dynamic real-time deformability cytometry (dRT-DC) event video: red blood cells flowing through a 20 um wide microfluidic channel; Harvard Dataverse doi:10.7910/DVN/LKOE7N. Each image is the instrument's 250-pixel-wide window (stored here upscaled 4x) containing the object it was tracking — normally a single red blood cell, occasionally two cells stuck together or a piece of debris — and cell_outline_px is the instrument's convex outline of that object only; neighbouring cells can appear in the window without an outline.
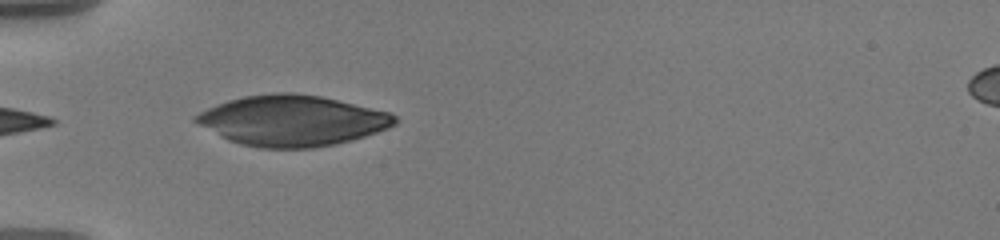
{"species": "human", "species_latin": "Homo sapiens", "temperature_condition": "warm", "stored_images_in_passage": 18, "camera_frame_rate_fps": 3000, "um_per_image_px": 0.085, "donor": {"sex": "male"}, "frame": {"image": 1, "passage_image": 7, "time_ms": 5.667, "image_size_px": [1000, 240], "cell_outline_px": [[396, 124], [388, 128], [364, 136], [336, 144], [312, 148], [260, 148], [240, 144], [228, 140], [220, 136], [192, 120], [192, 116], [216, 104], [228, 100], [244, 96], [272, 92], [292, 92], [320, 96], [388, 112], [396, 116]], "centroid_in_image_um": [24.79, 10.25], "position_along_channel_um": 60.2, "area_um2": 58.44}}
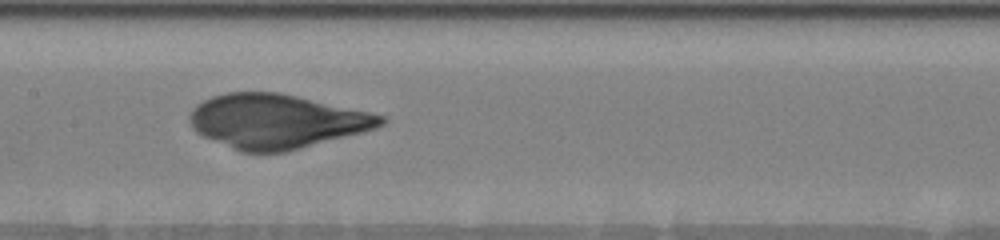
{"frame": {"image": 2, "passage_image": 10, "time_ms": 9.333, "image_size_px": [1000, 240], "cell_outline_px": [[388, 120], [384, 124], [376, 128], [364, 132], [284, 152], [240, 152], [204, 136], [196, 132], [192, 128], [188, 120], [188, 116], [192, 108], [196, 104], [212, 96], [228, 92], [280, 92], [368, 112], [384, 116]], "centroid_in_image_um": [23.47, 10.3], "position_along_channel_um": 183.9, "area_um2": 60.29}}
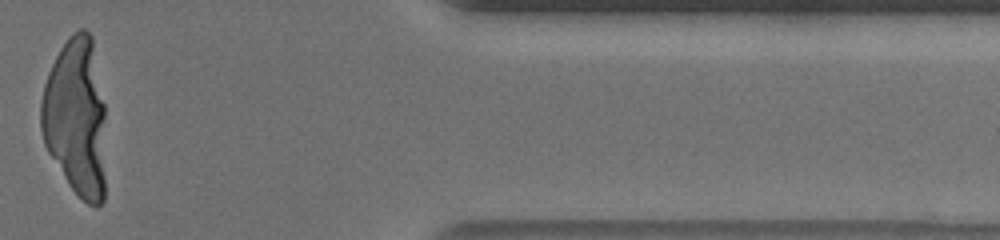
{"frame": {"image": 3, "passage_image": 16, "time_ms": 16.333, "image_size_px": [1000, 240], "cell_outline_px": [[104, 200], [100, 204], [88, 204], [68, 184], [48, 152], [44, 144], [40, 128], [40, 104], [44, 84], [48, 72], [60, 48], [72, 32], [80, 28], [84, 28], [92, 36], [104, 104]], "centroid_in_image_um": [6.44, 9.93], "position_along_channel_um": 405.0, "area_um2": 59.94}}